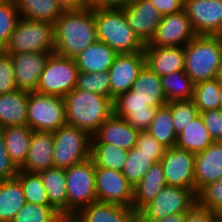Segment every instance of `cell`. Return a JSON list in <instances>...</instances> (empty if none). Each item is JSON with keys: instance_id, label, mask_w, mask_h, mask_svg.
<instances>
[{"instance_id": "c3c4849f", "label": "cell", "mask_w": 222, "mask_h": 222, "mask_svg": "<svg viewBox=\"0 0 222 222\" xmlns=\"http://www.w3.org/2000/svg\"><path fill=\"white\" fill-rule=\"evenodd\" d=\"M217 214L196 203L188 212L184 222H215Z\"/></svg>"}, {"instance_id": "6da1fadb", "label": "cell", "mask_w": 222, "mask_h": 222, "mask_svg": "<svg viewBox=\"0 0 222 222\" xmlns=\"http://www.w3.org/2000/svg\"><path fill=\"white\" fill-rule=\"evenodd\" d=\"M54 53L75 58L97 39L94 7L64 10L54 23Z\"/></svg>"}, {"instance_id": "11a10c76", "label": "cell", "mask_w": 222, "mask_h": 222, "mask_svg": "<svg viewBox=\"0 0 222 222\" xmlns=\"http://www.w3.org/2000/svg\"><path fill=\"white\" fill-rule=\"evenodd\" d=\"M220 95H219V102H220V109L222 110V83H220Z\"/></svg>"}, {"instance_id": "db71d44e", "label": "cell", "mask_w": 222, "mask_h": 222, "mask_svg": "<svg viewBox=\"0 0 222 222\" xmlns=\"http://www.w3.org/2000/svg\"><path fill=\"white\" fill-rule=\"evenodd\" d=\"M216 79H217L220 83H222V61H221V65L219 66Z\"/></svg>"}, {"instance_id": "836d02e7", "label": "cell", "mask_w": 222, "mask_h": 222, "mask_svg": "<svg viewBox=\"0 0 222 222\" xmlns=\"http://www.w3.org/2000/svg\"><path fill=\"white\" fill-rule=\"evenodd\" d=\"M147 132L167 148L175 147L177 134L174 131L171 110L167 104L157 108Z\"/></svg>"}, {"instance_id": "f35d334b", "label": "cell", "mask_w": 222, "mask_h": 222, "mask_svg": "<svg viewBox=\"0 0 222 222\" xmlns=\"http://www.w3.org/2000/svg\"><path fill=\"white\" fill-rule=\"evenodd\" d=\"M64 217L50 205L25 203L12 222H60Z\"/></svg>"}, {"instance_id": "5bb4252c", "label": "cell", "mask_w": 222, "mask_h": 222, "mask_svg": "<svg viewBox=\"0 0 222 222\" xmlns=\"http://www.w3.org/2000/svg\"><path fill=\"white\" fill-rule=\"evenodd\" d=\"M196 36L185 10L164 15L151 41L145 45L184 47Z\"/></svg>"}, {"instance_id": "603a6c76", "label": "cell", "mask_w": 222, "mask_h": 222, "mask_svg": "<svg viewBox=\"0 0 222 222\" xmlns=\"http://www.w3.org/2000/svg\"><path fill=\"white\" fill-rule=\"evenodd\" d=\"M117 98H138L149 102V106L161 107L168 103L162 88L161 77L146 65L139 72L132 89Z\"/></svg>"}, {"instance_id": "91938a15", "label": "cell", "mask_w": 222, "mask_h": 222, "mask_svg": "<svg viewBox=\"0 0 222 222\" xmlns=\"http://www.w3.org/2000/svg\"><path fill=\"white\" fill-rule=\"evenodd\" d=\"M8 0H0V6L2 5V4H4L5 2H7Z\"/></svg>"}, {"instance_id": "e575fe53", "label": "cell", "mask_w": 222, "mask_h": 222, "mask_svg": "<svg viewBox=\"0 0 222 222\" xmlns=\"http://www.w3.org/2000/svg\"><path fill=\"white\" fill-rule=\"evenodd\" d=\"M128 150L107 143H92L91 158L95 167L109 168L122 171L127 159Z\"/></svg>"}, {"instance_id": "7c38bea8", "label": "cell", "mask_w": 222, "mask_h": 222, "mask_svg": "<svg viewBox=\"0 0 222 222\" xmlns=\"http://www.w3.org/2000/svg\"><path fill=\"white\" fill-rule=\"evenodd\" d=\"M167 186L195 191V154L180 148H167L160 160Z\"/></svg>"}, {"instance_id": "f1b7e54d", "label": "cell", "mask_w": 222, "mask_h": 222, "mask_svg": "<svg viewBox=\"0 0 222 222\" xmlns=\"http://www.w3.org/2000/svg\"><path fill=\"white\" fill-rule=\"evenodd\" d=\"M7 153L19 169L25 162L30 147L32 129L28 125L1 128Z\"/></svg>"}, {"instance_id": "277c9868", "label": "cell", "mask_w": 222, "mask_h": 222, "mask_svg": "<svg viewBox=\"0 0 222 222\" xmlns=\"http://www.w3.org/2000/svg\"><path fill=\"white\" fill-rule=\"evenodd\" d=\"M98 41L109 45L118 54L144 52V44L134 34L122 9L94 8Z\"/></svg>"}, {"instance_id": "4dcf8cb0", "label": "cell", "mask_w": 222, "mask_h": 222, "mask_svg": "<svg viewBox=\"0 0 222 222\" xmlns=\"http://www.w3.org/2000/svg\"><path fill=\"white\" fill-rule=\"evenodd\" d=\"M21 183L16 179L0 180V221L12 222L25 205Z\"/></svg>"}, {"instance_id": "d590c367", "label": "cell", "mask_w": 222, "mask_h": 222, "mask_svg": "<svg viewBox=\"0 0 222 222\" xmlns=\"http://www.w3.org/2000/svg\"><path fill=\"white\" fill-rule=\"evenodd\" d=\"M154 163V154L143 153L134 147L128 150L127 159L121 172L134 187Z\"/></svg>"}, {"instance_id": "816d5d0a", "label": "cell", "mask_w": 222, "mask_h": 222, "mask_svg": "<svg viewBox=\"0 0 222 222\" xmlns=\"http://www.w3.org/2000/svg\"><path fill=\"white\" fill-rule=\"evenodd\" d=\"M63 10H79L91 5V0H57Z\"/></svg>"}, {"instance_id": "4fadbf2b", "label": "cell", "mask_w": 222, "mask_h": 222, "mask_svg": "<svg viewBox=\"0 0 222 222\" xmlns=\"http://www.w3.org/2000/svg\"><path fill=\"white\" fill-rule=\"evenodd\" d=\"M183 9L196 35L222 34V0H186Z\"/></svg>"}, {"instance_id": "9f6ffc18", "label": "cell", "mask_w": 222, "mask_h": 222, "mask_svg": "<svg viewBox=\"0 0 222 222\" xmlns=\"http://www.w3.org/2000/svg\"><path fill=\"white\" fill-rule=\"evenodd\" d=\"M60 222H75L72 218H63Z\"/></svg>"}, {"instance_id": "8d00e7d4", "label": "cell", "mask_w": 222, "mask_h": 222, "mask_svg": "<svg viewBox=\"0 0 222 222\" xmlns=\"http://www.w3.org/2000/svg\"><path fill=\"white\" fill-rule=\"evenodd\" d=\"M219 92L220 82L216 78L194 84L192 100L199 113L211 109H220Z\"/></svg>"}, {"instance_id": "f907efd6", "label": "cell", "mask_w": 222, "mask_h": 222, "mask_svg": "<svg viewBox=\"0 0 222 222\" xmlns=\"http://www.w3.org/2000/svg\"><path fill=\"white\" fill-rule=\"evenodd\" d=\"M134 0H91V6L99 9H124Z\"/></svg>"}, {"instance_id": "9c48e42d", "label": "cell", "mask_w": 222, "mask_h": 222, "mask_svg": "<svg viewBox=\"0 0 222 222\" xmlns=\"http://www.w3.org/2000/svg\"><path fill=\"white\" fill-rule=\"evenodd\" d=\"M63 98L29 92L27 125L32 131H56L66 125Z\"/></svg>"}, {"instance_id": "2e32d148", "label": "cell", "mask_w": 222, "mask_h": 222, "mask_svg": "<svg viewBox=\"0 0 222 222\" xmlns=\"http://www.w3.org/2000/svg\"><path fill=\"white\" fill-rule=\"evenodd\" d=\"M134 34L145 45L153 38L162 14L149 0H134L122 9Z\"/></svg>"}, {"instance_id": "44dd1931", "label": "cell", "mask_w": 222, "mask_h": 222, "mask_svg": "<svg viewBox=\"0 0 222 222\" xmlns=\"http://www.w3.org/2000/svg\"><path fill=\"white\" fill-rule=\"evenodd\" d=\"M72 219L75 222H138L133 207L98 201L82 208Z\"/></svg>"}, {"instance_id": "8992f818", "label": "cell", "mask_w": 222, "mask_h": 222, "mask_svg": "<svg viewBox=\"0 0 222 222\" xmlns=\"http://www.w3.org/2000/svg\"><path fill=\"white\" fill-rule=\"evenodd\" d=\"M67 192V218L97 201L95 163L90 157L65 169Z\"/></svg>"}, {"instance_id": "e0dca14e", "label": "cell", "mask_w": 222, "mask_h": 222, "mask_svg": "<svg viewBox=\"0 0 222 222\" xmlns=\"http://www.w3.org/2000/svg\"><path fill=\"white\" fill-rule=\"evenodd\" d=\"M51 52L8 54L15 68V83L17 89L34 92L39 82L40 74Z\"/></svg>"}, {"instance_id": "6f0895ef", "label": "cell", "mask_w": 222, "mask_h": 222, "mask_svg": "<svg viewBox=\"0 0 222 222\" xmlns=\"http://www.w3.org/2000/svg\"><path fill=\"white\" fill-rule=\"evenodd\" d=\"M215 222H222V214H217V218Z\"/></svg>"}, {"instance_id": "f546056e", "label": "cell", "mask_w": 222, "mask_h": 222, "mask_svg": "<svg viewBox=\"0 0 222 222\" xmlns=\"http://www.w3.org/2000/svg\"><path fill=\"white\" fill-rule=\"evenodd\" d=\"M208 129L199 114L177 135L175 146L194 154L204 151L213 143Z\"/></svg>"}, {"instance_id": "ba28073f", "label": "cell", "mask_w": 222, "mask_h": 222, "mask_svg": "<svg viewBox=\"0 0 222 222\" xmlns=\"http://www.w3.org/2000/svg\"><path fill=\"white\" fill-rule=\"evenodd\" d=\"M78 72L74 58L51 53L40 74L36 92L63 98L76 87Z\"/></svg>"}, {"instance_id": "3957f363", "label": "cell", "mask_w": 222, "mask_h": 222, "mask_svg": "<svg viewBox=\"0 0 222 222\" xmlns=\"http://www.w3.org/2000/svg\"><path fill=\"white\" fill-rule=\"evenodd\" d=\"M221 61L220 35H196L184 46V72L194 84L216 78Z\"/></svg>"}, {"instance_id": "bcb514c9", "label": "cell", "mask_w": 222, "mask_h": 222, "mask_svg": "<svg viewBox=\"0 0 222 222\" xmlns=\"http://www.w3.org/2000/svg\"><path fill=\"white\" fill-rule=\"evenodd\" d=\"M200 115L213 141H222V110H206Z\"/></svg>"}, {"instance_id": "484cf974", "label": "cell", "mask_w": 222, "mask_h": 222, "mask_svg": "<svg viewBox=\"0 0 222 222\" xmlns=\"http://www.w3.org/2000/svg\"><path fill=\"white\" fill-rule=\"evenodd\" d=\"M167 186L161 162L154 163L133 187V209L138 213Z\"/></svg>"}, {"instance_id": "74e56055", "label": "cell", "mask_w": 222, "mask_h": 222, "mask_svg": "<svg viewBox=\"0 0 222 222\" xmlns=\"http://www.w3.org/2000/svg\"><path fill=\"white\" fill-rule=\"evenodd\" d=\"M15 178L21 183L25 201L27 203L49 205L45 186L38 173H29L18 170Z\"/></svg>"}, {"instance_id": "1f68e13d", "label": "cell", "mask_w": 222, "mask_h": 222, "mask_svg": "<svg viewBox=\"0 0 222 222\" xmlns=\"http://www.w3.org/2000/svg\"><path fill=\"white\" fill-rule=\"evenodd\" d=\"M21 18L54 24L63 13L57 0H15Z\"/></svg>"}, {"instance_id": "ee69618b", "label": "cell", "mask_w": 222, "mask_h": 222, "mask_svg": "<svg viewBox=\"0 0 222 222\" xmlns=\"http://www.w3.org/2000/svg\"><path fill=\"white\" fill-rule=\"evenodd\" d=\"M16 89L14 64L11 56L4 52L0 55V95Z\"/></svg>"}, {"instance_id": "8fae6325", "label": "cell", "mask_w": 222, "mask_h": 222, "mask_svg": "<svg viewBox=\"0 0 222 222\" xmlns=\"http://www.w3.org/2000/svg\"><path fill=\"white\" fill-rule=\"evenodd\" d=\"M95 188L98 202L132 207L133 186L122 172L95 167Z\"/></svg>"}, {"instance_id": "b9f144b4", "label": "cell", "mask_w": 222, "mask_h": 222, "mask_svg": "<svg viewBox=\"0 0 222 222\" xmlns=\"http://www.w3.org/2000/svg\"><path fill=\"white\" fill-rule=\"evenodd\" d=\"M20 18L15 0H8L0 6V44L4 47L8 44Z\"/></svg>"}, {"instance_id": "d4e9b609", "label": "cell", "mask_w": 222, "mask_h": 222, "mask_svg": "<svg viewBox=\"0 0 222 222\" xmlns=\"http://www.w3.org/2000/svg\"><path fill=\"white\" fill-rule=\"evenodd\" d=\"M29 92L16 89L0 95V129L27 125Z\"/></svg>"}, {"instance_id": "9a60e30c", "label": "cell", "mask_w": 222, "mask_h": 222, "mask_svg": "<svg viewBox=\"0 0 222 222\" xmlns=\"http://www.w3.org/2000/svg\"><path fill=\"white\" fill-rule=\"evenodd\" d=\"M145 66L144 52L118 54L108 70L111 100L132 89L139 72Z\"/></svg>"}, {"instance_id": "d6986e66", "label": "cell", "mask_w": 222, "mask_h": 222, "mask_svg": "<svg viewBox=\"0 0 222 222\" xmlns=\"http://www.w3.org/2000/svg\"><path fill=\"white\" fill-rule=\"evenodd\" d=\"M222 178V141L195 154V192Z\"/></svg>"}, {"instance_id": "4316f807", "label": "cell", "mask_w": 222, "mask_h": 222, "mask_svg": "<svg viewBox=\"0 0 222 222\" xmlns=\"http://www.w3.org/2000/svg\"><path fill=\"white\" fill-rule=\"evenodd\" d=\"M118 53L109 45L96 41L78 54L74 60L81 72H103L108 71Z\"/></svg>"}, {"instance_id": "ac0fdd59", "label": "cell", "mask_w": 222, "mask_h": 222, "mask_svg": "<svg viewBox=\"0 0 222 222\" xmlns=\"http://www.w3.org/2000/svg\"><path fill=\"white\" fill-rule=\"evenodd\" d=\"M139 131L112 113L92 136V143L113 144L126 150L136 146Z\"/></svg>"}, {"instance_id": "7dc6e473", "label": "cell", "mask_w": 222, "mask_h": 222, "mask_svg": "<svg viewBox=\"0 0 222 222\" xmlns=\"http://www.w3.org/2000/svg\"><path fill=\"white\" fill-rule=\"evenodd\" d=\"M18 170L7 153L4 138L0 131V180L14 179Z\"/></svg>"}, {"instance_id": "83f0119b", "label": "cell", "mask_w": 222, "mask_h": 222, "mask_svg": "<svg viewBox=\"0 0 222 222\" xmlns=\"http://www.w3.org/2000/svg\"><path fill=\"white\" fill-rule=\"evenodd\" d=\"M45 186L49 205L67 218V192L65 169L48 168L38 173Z\"/></svg>"}, {"instance_id": "f5cc1de1", "label": "cell", "mask_w": 222, "mask_h": 222, "mask_svg": "<svg viewBox=\"0 0 222 222\" xmlns=\"http://www.w3.org/2000/svg\"><path fill=\"white\" fill-rule=\"evenodd\" d=\"M186 213H179L160 219H138V222H184Z\"/></svg>"}, {"instance_id": "7402d4cb", "label": "cell", "mask_w": 222, "mask_h": 222, "mask_svg": "<svg viewBox=\"0 0 222 222\" xmlns=\"http://www.w3.org/2000/svg\"><path fill=\"white\" fill-rule=\"evenodd\" d=\"M145 65L158 76L184 71V47L144 46Z\"/></svg>"}, {"instance_id": "7a4b0ae2", "label": "cell", "mask_w": 222, "mask_h": 222, "mask_svg": "<svg viewBox=\"0 0 222 222\" xmlns=\"http://www.w3.org/2000/svg\"><path fill=\"white\" fill-rule=\"evenodd\" d=\"M63 100L67 125L80 128L91 136L114 113L113 101L109 97L76 87Z\"/></svg>"}, {"instance_id": "680465c9", "label": "cell", "mask_w": 222, "mask_h": 222, "mask_svg": "<svg viewBox=\"0 0 222 222\" xmlns=\"http://www.w3.org/2000/svg\"><path fill=\"white\" fill-rule=\"evenodd\" d=\"M5 52V47L0 44V55H2Z\"/></svg>"}, {"instance_id": "f6af8a7d", "label": "cell", "mask_w": 222, "mask_h": 222, "mask_svg": "<svg viewBox=\"0 0 222 222\" xmlns=\"http://www.w3.org/2000/svg\"><path fill=\"white\" fill-rule=\"evenodd\" d=\"M135 147L143 153L154 154L155 163L162 159L167 149L147 131L139 132Z\"/></svg>"}, {"instance_id": "60d3db41", "label": "cell", "mask_w": 222, "mask_h": 222, "mask_svg": "<svg viewBox=\"0 0 222 222\" xmlns=\"http://www.w3.org/2000/svg\"><path fill=\"white\" fill-rule=\"evenodd\" d=\"M167 105L170 107L172 125L177 135L184 129V126H187L200 114L192 99L171 101Z\"/></svg>"}, {"instance_id": "ffe728a7", "label": "cell", "mask_w": 222, "mask_h": 222, "mask_svg": "<svg viewBox=\"0 0 222 222\" xmlns=\"http://www.w3.org/2000/svg\"><path fill=\"white\" fill-rule=\"evenodd\" d=\"M54 137L51 131H32L30 147L24 164L19 170L29 173L54 167Z\"/></svg>"}, {"instance_id": "7bdbcfd3", "label": "cell", "mask_w": 222, "mask_h": 222, "mask_svg": "<svg viewBox=\"0 0 222 222\" xmlns=\"http://www.w3.org/2000/svg\"><path fill=\"white\" fill-rule=\"evenodd\" d=\"M197 203L216 214H222V178L205 186L197 194Z\"/></svg>"}, {"instance_id": "52a82bcc", "label": "cell", "mask_w": 222, "mask_h": 222, "mask_svg": "<svg viewBox=\"0 0 222 222\" xmlns=\"http://www.w3.org/2000/svg\"><path fill=\"white\" fill-rule=\"evenodd\" d=\"M54 167L67 169L91 157L92 136L80 128L64 125L53 132Z\"/></svg>"}, {"instance_id": "30bf717a", "label": "cell", "mask_w": 222, "mask_h": 222, "mask_svg": "<svg viewBox=\"0 0 222 222\" xmlns=\"http://www.w3.org/2000/svg\"><path fill=\"white\" fill-rule=\"evenodd\" d=\"M197 203L194 190L178 186H165L156 197L138 213V219H160L186 213Z\"/></svg>"}, {"instance_id": "cb8c5ba5", "label": "cell", "mask_w": 222, "mask_h": 222, "mask_svg": "<svg viewBox=\"0 0 222 222\" xmlns=\"http://www.w3.org/2000/svg\"><path fill=\"white\" fill-rule=\"evenodd\" d=\"M114 113L127 121L139 132L147 131L155 117L158 107L138 98H116L113 102Z\"/></svg>"}, {"instance_id": "ab89813d", "label": "cell", "mask_w": 222, "mask_h": 222, "mask_svg": "<svg viewBox=\"0 0 222 222\" xmlns=\"http://www.w3.org/2000/svg\"><path fill=\"white\" fill-rule=\"evenodd\" d=\"M76 88L100 94L111 99L110 76L108 71L97 73L79 71Z\"/></svg>"}, {"instance_id": "d6a6232c", "label": "cell", "mask_w": 222, "mask_h": 222, "mask_svg": "<svg viewBox=\"0 0 222 222\" xmlns=\"http://www.w3.org/2000/svg\"><path fill=\"white\" fill-rule=\"evenodd\" d=\"M161 81L168 102L193 98L194 83L184 71L163 75Z\"/></svg>"}, {"instance_id": "681fc988", "label": "cell", "mask_w": 222, "mask_h": 222, "mask_svg": "<svg viewBox=\"0 0 222 222\" xmlns=\"http://www.w3.org/2000/svg\"><path fill=\"white\" fill-rule=\"evenodd\" d=\"M157 10L164 15L175 14L183 10L184 0H149Z\"/></svg>"}, {"instance_id": "5b68a950", "label": "cell", "mask_w": 222, "mask_h": 222, "mask_svg": "<svg viewBox=\"0 0 222 222\" xmlns=\"http://www.w3.org/2000/svg\"><path fill=\"white\" fill-rule=\"evenodd\" d=\"M54 45V24L20 18L5 46V53H54Z\"/></svg>"}]
</instances>
